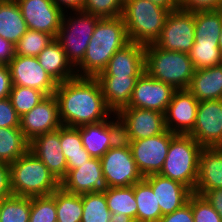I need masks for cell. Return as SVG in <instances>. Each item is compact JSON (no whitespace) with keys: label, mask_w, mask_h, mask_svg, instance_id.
Returning a JSON list of instances; mask_svg holds the SVG:
<instances>
[{"label":"cell","mask_w":222,"mask_h":222,"mask_svg":"<svg viewBox=\"0 0 222 222\" xmlns=\"http://www.w3.org/2000/svg\"><path fill=\"white\" fill-rule=\"evenodd\" d=\"M62 125L80 127L110 118L101 86L95 77H74L57 84L54 93Z\"/></svg>","instance_id":"cell-1"},{"label":"cell","mask_w":222,"mask_h":222,"mask_svg":"<svg viewBox=\"0 0 222 222\" xmlns=\"http://www.w3.org/2000/svg\"><path fill=\"white\" fill-rule=\"evenodd\" d=\"M130 43L123 18L100 19L82 62L75 68L78 77H96L118 51Z\"/></svg>","instance_id":"cell-2"},{"label":"cell","mask_w":222,"mask_h":222,"mask_svg":"<svg viewBox=\"0 0 222 222\" xmlns=\"http://www.w3.org/2000/svg\"><path fill=\"white\" fill-rule=\"evenodd\" d=\"M9 169L11 191L15 196H46L60 187V182L30 150L11 163Z\"/></svg>","instance_id":"cell-3"},{"label":"cell","mask_w":222,"mask_h":222,"mask_svg":"<svg viewBox=\"0 0 222 222\" xmlns=\"http://www.w3.org/2000/svg\"><path fill=\"white\" fill-rule=\"evenodd\" d=\"M145 72L175 90H187L195 68L189 54L161 49L153 43L145 46Z\"/></svg>","instance_id":"cell-4"},{"label":"cell","mask_w":222,"mask_h":222,"mask_svg":"<svg viewBox=\"0 0 222 222\" xmlns=\"http://www.w3.org/2000/svg\"><path fill=\"white\" fill-rule=\"evenodd\" d=\"M170 11L150 0H124L123 18L130 42L153 44L160 36Z\"/></svg>","instance_id":"cell-5"},{"label":"cell","mask_w":222,"mask_h":222,"mask_svg":"<svg viewBox=\"0 0 222 222\" xmlns=\"http://www.w3.org/2000/svg\"><path fill=\"white\" fill-rule=\"evenodd\" d=\"M203 147L190 135L176 134L170 142L160 175L178 181L193 193Z\"/></svg>","instance_id":"cell-6"},{"label":"cell","mask_w":222,"mask_h":222,"mask_svg":"<svg viewBox=\"0 0 222 222\" xmlns=\"http://www.w3.org/2000/svg\"><path fill=\"white\" fill-rule=\"evenodd\" d=\"M100 19L82 10L64 12L61 27L55 39L60 43L68 62L74 69L82 62L95 26Z\"/></svg>","instance_id":"cell-7"},{"label":"cell","mask_w":222,"mask_h":222,"mask_svg":"<svg viewBox=\"0 0 222 222\" xmlns=\"http://www.w3.org/2000/svg\"><path fill=\"white\" fill-rule=\"evenodd\" d=\"M106 188L130 187L144 179L135 163L128 142L119 140L101 158Z\"/></svg>","instance_id":"cell-8"},{"label":"cell","mask_w":222,"mask_h":222,"mask_svg":"<svg viewBox=\"0 0 222 222\" xmlns=\"http://www.w3.org/2000/svg\"><path fill=\"white\" fill-rule=\"evenodd\" d=\"M194 42V12L178 8L169 13L154 44L161 49L189 54Z\"/></svg>","instance_id":"cell-9"},{"label":"cell","mask_w":222,"mask_h":222,"mask_svg":"<svg viewBox=\"0 0 222 222\" xmlns=\"http://www.w3.org/2000/svg\"><path fill=\"white\" fill-rule=\"evenodd\" d=\"M116 115L124 141L145 139L167 130L164 113L159 111L124 107Z\"/></svg>","instance_id":"cell-10"},{"label":"cell","mask_w":222,"mask_h":222,"mask_svg":"<svg viewBox=\"0 0 222 222\" xmlns=\"http://www.w3.org/2000/svg\"><path fill=\"white\" fill-rule=\"evenodd\" d=\"M173 132L166 130L159 135L145 139L126 141L132 152V157L143 177L159 174L163 168Z\"/></svg>","instance_id":"cell-11"},{"label":"cell","mask_w":222,"mask_h":222,"mask_svg":"<svg viewBox=\"0 0 222 222\" xmlns=\"http://www.w3.org/2000/svg\"><path fill=\"white\" fill-rule=\"evenodd\" d=\"M188 135L203 148L222 147V99L199 101L196 122Z\"/></svg>","instance_id":"cell-12"},{"label":"cell","mask_w":222,"mask_h":222,"mask_svg":"<svg viewBox=\"0 0 222 222\" xmlns=\"http://www.w3.org/2000/svg\"><path fill=\"white\" fill-rule=\"evenodd\" d=\"M13 86L34 88L53 95L57 82L39 64L37 57L15 55L8 64Z\"/></svg>","instance_id":"cell-13"},{"label":"cell","mask_w":222,"mask_h":222,"mask_svg":"<svg viewBox=\"0 0 222 222\" xmlns=\"http://www.w3.org/2000/svg\"><path fill=\"white\" fill-rule=\"evenodd\" d=\"M175 91L171 85L158 81L144 72L138 78L126 107L155 110L165 114Z\"/></svg>","instance_id":"cell-14"},{"label":"cell","mask_w":222,"mask_h":222,"mask_svg":"<svg viewBox=\"0 0 222 222\" xmlns=\"http://www.w3.org/2000/svg\"><path fill=\"white\" fill-rule=\"evenodd\" d=\"M62 126L55 95H47L28 113L20 117V129L31 142L35 137L56 131Z\"/></svg>","instance_id":"cell-15"},{"label":"cell","mask_w":222,"mask_h":222,"mask_svg":"<svg viewBox=\"0 0 222 222\" xmlns=\"http://www.w3.org/2000/svg\"><path fill=\"white\" fill-rule=\"evenodd\" d=\"M28 29L50 34L54 39L64 12L52 0H16Z\"/></svg>","instance_id":"cell-16"},{"label":"cell","mask_w":222,"mask_h":222,"mask_svg":"<svg viewBox=\"0 0 222 222\" xmlns=\"http://www.w3.org/2000/svg\"><path fill=\"white\" fill-rule=\"evenodd\" d=\"M83 147L94 158H101L121 140V125L114 113L105 121L78 127Z\"/></svg>","instance_id":"cell-17"},{"label":"cell","mask_w":222,"mask_h":222,"mask_svg":"<svg viewBox=\"0 0 222 222\" xmlns=\"http://www.w3.org/2000/svg\"><path fill=\"white\" fill-rule=\"evenodd\" d=\"M199 101L188 90H176L164 114L167 130L188 135L196 122Z\"/></svg>","instance_id":"cell-18"},{"label":"cell","mask_w":222,"mask_h":222,"mask_svg":"<svg viewBox=\"0 0 222 222\" xmlns=\"http://www.w3.org/2000/svg\"><path fill=\"white\" fill-rule=\"evenodd\" d=\"M69 193L82 195L103 191L106 188L100 158L92 157L76 169H71L60 182Z\"/></svg>","instance_id":"cell-19"},{"label":"cell","mask_w":222,"mask_h":222,"mask_svg":"<svg viewBox=\"0 0 222 222\" xmlns=\"http://www.w3.org/2000/svg\"><path fill=\"white\" fill-rule=\"evenodd\" d=\"M29 150L47 166L59 182L66 177L67 160L60 144V128L35 137L30 142Z\"/></svg>","instance_id":"cell-20"},{"label":"cell","mask_w":222,"mask_h":222,"mask_svg":"<svg viewBox=\"0 0 222 222\" xmlns=\"http://www.w3.org/2000/svg\"><path fill=\"white\" fill-rule=\"evenodd\" d=\"M144 180L152 187L162 216L181 208L193 193L184 184L160 174L148 175Z\"/></svg>","instance_id":"cell-21"},{"label":"cell","mask_w":222,"mask_h":222,"mask_svg":"<svg viewBox=\"0 0 222 222\" xmlns=\"http://www.w3.org/2000/svg\"><path fill=\"white\" fill-rule=\"evenodd\" d=\"M145 72V45L130 42L118 50L97 76H141Z\"/></svg>","instance_id":"cell-22"},{"label":"cell","mask_w":222,"mask_h":222,"mask_svg":"<svg viewBox=\"0 0 222 222\" xmlns=\"http://www.w3.org/2000/svg\"><path fill=\"white\" fill-rule=\"evenodd\" d=\"M222 188V147L203 148L194 193L203 196L208 190Z\"/></svg>","instance_id":"cell-23"},{"label":"cell","mask_w":222,"mask_h":222,"mask_svg":"<svg viewBox=\"0 0 222 222\" xmlns=\"http://www.w3.org/2000/svg\"><path fill=\"white\" fill-rule=\"evenodd\" d=\"M140 76H96L107 106L117 113L129 104Z\"/></svg>","instance_id":"cell-24"},{"label":"cell","mask_w":222,"mask_h":222,"mask_svg":"<svg viewBox=\"0 0 222 222\" xmlns=\"http://www.w3.org/2000/svg\"><path fill=\"white\" fill-rule=\"evenodd\" d=\"M187 90L198 101L222 99V64L195 70Z\"/></svg>","instance_id":"cell-25"},{"label":"cell","mask_w":222,"mask_h":222,"mask_svg":"<svg viewBox=\"0 0 222 222\" xmlns=\"http://www.w3.org/2000/svg\"><path fill=\"white\" fill-rule=\"evenodd\" d=\"M39 64L57 83L76 77L75 69L68 62L60 43L54 39L37 56Z\"/></svg>","instance_id":"cell-26"},{"label":"cell","mask_w":222,"mask_h":222,"mask_svg":"<svg viewBox=\"0 0 222 222\" xmlns=\"http://www.w3.org/2000/svg\"><path fill=\"white\" fill-rule=\"evenodd\" d=\"M28 30L16 0H0V36L16 45Z\"/></svg>","instance_id":"cell-27"},{"label":"cell","mask_w":222,"mask_h":222,"mask_svg":"<svg viewBox=\"0 0 222 222\" xmlns=\"http://www.w3.org/2000/svg\"><path fill=\"white\" fill-rule=\"evenodd\" d=\"M60 144L62 153L67 160L68 172L71 169L80 167L92 156L83 147L82 139L78 127H69L62 125L60 127Z\"/></svg>","instance_id":"cell-28"},{"label":"cell","mask_w":222,"mask_h":222,"mask_svg":"<svg viewBox=\"0 0 222 222\" xmlns=\"http://www.w3.org/2000/svg\"><path fill=\"white\" fill-rule=\"evenodd\" d=\"M195 42L219 44L222 32V9L195 11Z\"/></svg>","instance_id":"cell-29"},{"label":"cell","mask_w":222,"mask_h":222,"mask_svg":"<svg viewBox=\"0 0 222 222\" xmlns=\"http://www.w3.org/2000/svg\"><path fill=\"white\" fill-rule=\"evenodd\" d=\"M20 127L0 128V162L11 164L29 150Z\"/></svg>","instance_id":"cell-30"},{"label":"cell","mask_w":222,"mask_h":222,"mask_svg":"<svg viewBox=\"0 0 222 222\" xmlns=\"http://www.w3.org/2000/svg\"><path fill=\"white\" fill-rule=\"evenodd\" d=\"M134 197L137 204V222H159L162 217L152 187L143 179L134 184Z\"/></svg>","instance_id":"cell-31"},{"label":"cell","mask_w":222,"mask_h":222,"mask_svg":"<svg viewBox=\"0 0 222 222\" xmlns=\"http://www.w3.org/2000/svg\"><path fill=\"white\" fill-rule=\"evenodd\" d=\"M111 213L124 214L137 222V204L134 185L130 187H110L103 190Z\"/></svg>","instance_id":"cell-32"},{"label":"cell","mask_w":222,"mask_h":222,"mask_svg":"<svg viewBox=\"0 0 222 222\" xmlns=\"http://www.w3.org/2000/svg\"><path fill=\"white\" fill-rule=\"evenodd\" d=\"M82 195L69 193L62 187L56 189V216L58 222H81Z\"/></svg>","instance_id":"cell-33"},{"label":"cell","mask_w":222,"mask_h":222,"mask_svg":"<svg viewBox=\"0 0 222 222\" xmlns=\"http://www.w3.org/2000/svg\"><path fill=\"white\" fill-rule=\"evenodd\" d=\"M31 197L11 195L0 200V222H29Z\"/></svg>","instance_id":"cell-34"},{"label":"cell","mask_w":222,"mask_h":222,"mask_svg":"<svg viewBox=\"0 0 222 222\" xmlns=\"http://www.w3.org/2000/svg\"><path fill=\"white\" fill-rule=\"evenodd\" d=\"M83 214L81 222H109L111 212L103 191L82 194Z\"/></svg>","instance_id":"cell-35"},{"label":"cell","mask_w":222,"mask_h":222,"mask_svg":"<svg viewBox=\"0 0 222 222\" xmlns=\"http://www.w3.org/2000/svg\"><path fill=\"white\" fill-rule=\"evenodd\" d=\"M189 56L195 70L222 64V54L219 44L194 42Z\"/></svg>","instance_id":"cell-36"},{"label":"cell","mask_w":222,"mask_h":222,"mask_svg":"<svg viewBox=\"0 0 222 222\" xmlns=\"http://www.w3.org/2000/svg\"><path fill=\"white\" fill-rule=\"evenodd\" d=\"M53 40L50 34L28 29L15 45V55L37 57Z\"/></svg>","instance_id":"cell-37"},{"label":"cell","mask_w":222,"mask_h":222,"mask_svg":"<svg viewBox=\"0 0 222 222\" xmlns=\"http://www.w3.org/2000/svg\"><path fill=\"white\" fill-rule=\"evenodd\" d=\"M45 97L46 95L42 91L22 86H12L9 95L12 106L19 117L28 113Z\"/></svg>","instance_id":"cell-38"},{"label":"cell","mask_w":222,"mask_h":222,"mask_svg":"<svg viewBox=\"0 0 222 222\" xmlns=\"http://www.w3.org/2000/svg\"><path fill=\"white\" fill-rule=\"evenodd\" d=\"M56 221V190L51 195L31 197L29 222Z\"/></svg>","instance_id":"cell-39"},{"label":"cell","mask_w":222,"mask_h":222,"mask_svg":"<svg viewBox=\"0 0 222 222\" xmlns=\"http://www.w3.org/2000/svg\"><path fill=\"white\" fill-rule=\"evenodd\" d=\"M124 0H85L82 11L101 19L116 18L122 15Z\"/></svg>","instance_id":"cell-40"},{"label":"cell","mask_w":222,"mask_h":222,"mask_svg":"<svg viewBox=\"0 0 222 222\" xmlns=\"http://www.w3.org/2000/svg\"><path fill=\"white\" fill-rule=\"evenodd\" d=\"M191 207L194 222H222L219 213L204 196L192 193Z\"/></svg>","instance_id":"cell-41"},{"label":"cell","mask_w":222,"mask_h":222,"mask_svg":"<svg viewBox=\"0 0 222 222\" xmlns=\"http://www.w3.org/2000/svg\"><path fill=\"white\" fill-rule=\"evenodd\" d=\"M20 127V117L8 98L0 99V128Z\"/></svg>","instance_id":"cell-42"},{"label":"cell","mask_w":222,"mask_h":222,"mask_svg":"<svg viewBox=\"0 0 222 222\" xmlns=\"http://www.w3.org/2000/svg\"><path fill=\"white\" fill-rule=\"evenodd\" d=\"M179 8L191 12L220 10L222 0H180Z\"/></svg>","instance_id":"cell-43"},{"label":"cell","mask_w":222,"mask_h":222,"mask_svg":"<svg viewBox=\"0 0 222 222\" xmlns=\"http://www.w3.org/2000/svg\"><path fill=\"white\" fill-rule=\"evenodd\" d=\"M159 222H194L191 207V195L189 196L188 202L186 204H184L176 211L162 216Z\"/></svg>","instance_id":"cell-44"},{"label":"cell","mask_w":222,"mask_h":222,"mask_svg":"<svg viewBox=\"0 0 222 222\" xmlns=\"http://www.w3.org/2000/svg\"><path fill=\"white\" fill-rule=\"evenodd\" d=\"M11 195L9 164L0 162V200Z\"/></svg>","instance_id":"cell-45"},{"label":"cell","mask_w":222,"mask_h":222,"mask_svg":"<svg viewBox=\"0 0 222 222\" xmlns=\"http://www.w3.org/2000/svg\"><path fill=\"white\" fill-rule=\"evenodd\" d=\"M12 86L11 74L8 65L0 64V99L9 97Z\"/></svg>","instance_id":"cell-46"},{"label":"cell","mask_w":222,"mask_h":222,"mask_svg":"<svg viewBox=\"0 0 222 222\" xmlns=\"http://www.w3.org/2000/svg\"><path fill=\"white\" fill-rule=\"evenodd\" d=\"M15 56V45L0 36V64L8 65Z\"/></svg>","instance_id":"cell-47"},{"label":"cell","mask_w":222,"mask_h":222,"mask_svg":"<svg viewBox=\"0 0 222 222\" xmlns=\"http://www.w3.org/2000/svg\"><path fill=\"white\" fill-rule=\"evenodd\" d=\"M203 196L219 213L222 220V188L208 190Z\"/></svg>","instance_id":"cell-48"},{"label":"cell","mask_w":222,"mask_h":222,"mask_svg":"<svg viewBox=\"0 0 222 222\" xmlns=\"http://www.w3.org/2000/svg\"><path fill=\"white\" fill-rule=\"evenodd\" d=\"M63 12L81 10L85 0H52Z\"/></svg>","instance_id":"cell-49"},{"label":"cell","mask_w":222,"mask_h":222,"mask_svg":"<svg viewBox=\"0 0 222 222\" xmlns=\"http://www.w3.org/2000/svg\"><path fill=\"white\" fill-rule=\"evenodd\" d=\"M152 3L157 4L170 12L179 8V2L177 0H150Z\"/></svg>","instance_id":"cell-50"},{"label":"cell","mask_w":222,"mask_h":222,"mask_svg":"<svg viewBox=\"0 0 222 222\" xmlns=\"http://www.w3.org/2000/svg\"><path fill=\"white\" fill-rule=\"evenodd\" d=\"M109 222H135L132 217L126 216L124 214L111 213V218Z\"/></svg>","instance_id":"cell-51"},{"label":"cell","mask_w":222,"mask_h":222,"mask_svg":"<svg viewBox=\"0 0 222 222\" xmlns=\"http://www.w3.org/2000/svg\"><path fill=\"white\" fill-rule=\"evenodd\" d=\"M219 48H220V51H221V54H222V32H221V35H220V38H219Z\"/></svg>","instance_id":"cell-52"}]
</instances>
